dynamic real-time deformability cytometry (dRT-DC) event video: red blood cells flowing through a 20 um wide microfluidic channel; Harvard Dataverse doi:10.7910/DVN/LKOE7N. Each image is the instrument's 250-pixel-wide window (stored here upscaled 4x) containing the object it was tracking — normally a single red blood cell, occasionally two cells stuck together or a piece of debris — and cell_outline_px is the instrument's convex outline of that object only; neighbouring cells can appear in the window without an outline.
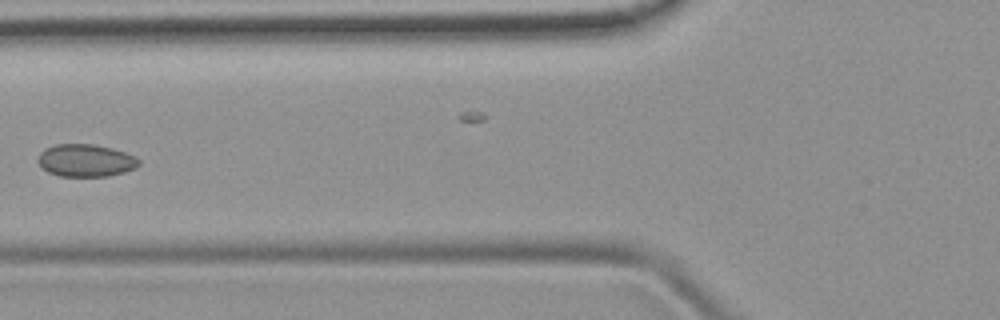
{"species": "common noctule bat (a hibernating species)", "species_latin": "Nyctalus noctula", "temperature_condition": "room temperature", "stored_images_in_passage": 6, "camera_frame_rate_fps": 3000, "um_per_image_px": 0.085, "animal": {"sex": "female", "body_mass_g": 19.9}, "frame": {"image": 1, "passage_image": 6, "time_ms": 5.667, "image_size_px": [1000, 320], "cell_outline_px": [[140, 164], [136, 168], [124, 172], [108, 176], [60, 176], [48, 172], [36, 160], [40, 152], [44, 148], [56, 144], [92, 144], [112, 148], [136, 156], [140, 160]], "centroid_in_image_um": [7.29, 13.63], "position_along_channel_um": 118.5, "area_um2": 19.19}}